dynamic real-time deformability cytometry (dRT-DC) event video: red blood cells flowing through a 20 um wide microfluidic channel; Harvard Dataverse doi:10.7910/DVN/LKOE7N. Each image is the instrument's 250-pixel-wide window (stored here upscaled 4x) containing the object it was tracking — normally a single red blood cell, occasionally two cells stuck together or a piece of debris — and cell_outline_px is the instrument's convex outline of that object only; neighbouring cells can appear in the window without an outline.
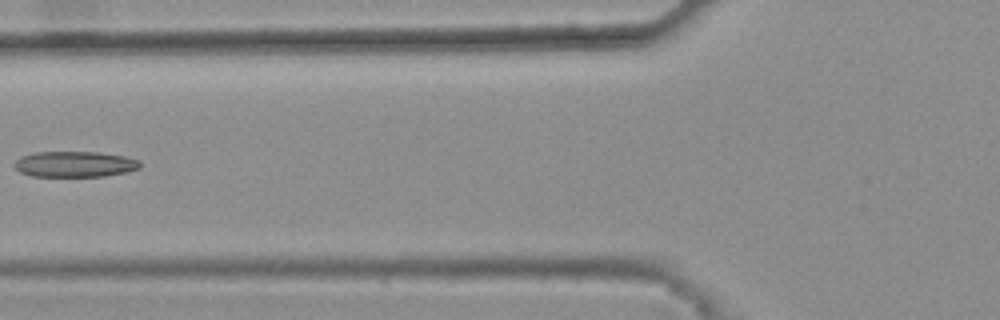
{"species": "common noctule bat (a hibernating species)", "species_latin": "Nyctalus noctula", "temperature_condition": "warm", "stored_images_in_passage": 5, "camera_frame_rate_fps": 3000, "um_per_image_px": 0.085, "animal": {"sex": "female", "body_mass_g": 25.1}, "frame": {"image": 1, "passage_image": 4, "time_ms": 1.0, "image_size_px": [1000, 320], "cell_outline_px": [[140, 168], [124, 172], [104, 176], [32, 176], [20, 172], [16, 168], [16, 160], [20, 156], [32, 152], [100, 152], [124, 156], [140, 160]], "centroid_in_image_um": [6.35, 13.94], "position_along_channel_um": 119.4, "area_um2": 18.79}}
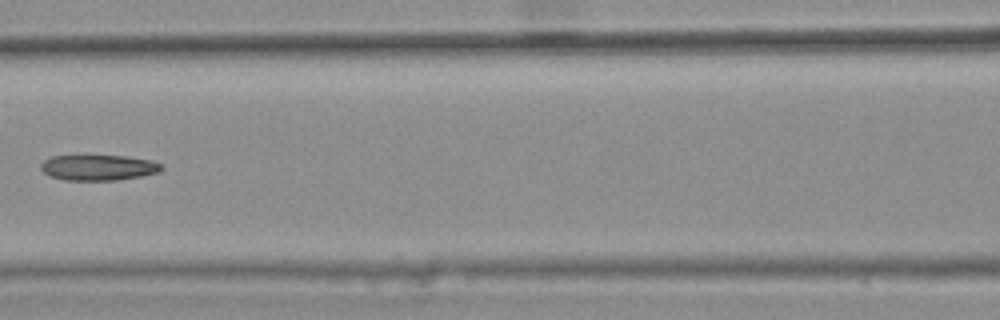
{"frame": {"image": 2, "passage_image": 5, "time_ms": 1.333, "image_size_px": [1000, 320], "cell_outline_px": [[164, 168], [160, 172], [140, 176], [116, 180], [64, 180], [48, 176], [40, 168], [40, 164], [44, 160], [52, 156], [76, 152], [84, 152], [124, 156], [152, 160], [164, 164]], "centroid_in_image_um": [8.31, 14.18], "position_along_channel_um": 158.3, "area_um2": 19.25}}